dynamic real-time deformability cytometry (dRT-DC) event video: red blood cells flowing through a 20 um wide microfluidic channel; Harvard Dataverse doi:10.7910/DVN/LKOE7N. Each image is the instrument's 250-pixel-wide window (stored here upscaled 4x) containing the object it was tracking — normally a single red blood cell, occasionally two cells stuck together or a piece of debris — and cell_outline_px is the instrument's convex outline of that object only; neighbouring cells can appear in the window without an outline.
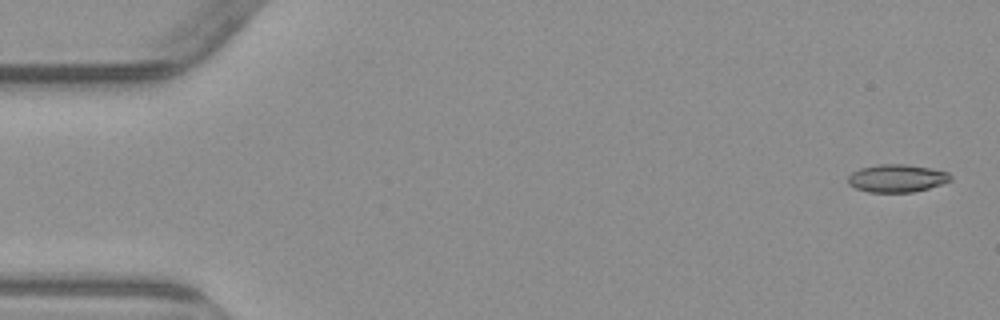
{"species": "common noctule bat (a hibernating species)", "species_latin": "Nyctalus noctula", "temperature_condition": "warm", "stored_images_in_passage": 4, "camera_frame_rate_fps": 3000, "um_per_image_px": 0.085, "animal": {"sex": "male", "body_mass_g": 23.1, "forearm_length_mm": 52.7}, "frame": {"image": 1, "passage_image": 1, "time_ms": 0.0, "image_size_px": [1000, 320], "cell_outline_px": [[952, 180], [928, 188], [912, 192], [868, 192], [856, 188], [848, 184], [848, 176], [852, 172], [860, 168], [876, 164], [908, 164], [948, 172], [952, 176]], "centroid_in_image_um": [76.21, 15.14], "position_along_channel_um": 8.8, "area_um2": 16.59}}